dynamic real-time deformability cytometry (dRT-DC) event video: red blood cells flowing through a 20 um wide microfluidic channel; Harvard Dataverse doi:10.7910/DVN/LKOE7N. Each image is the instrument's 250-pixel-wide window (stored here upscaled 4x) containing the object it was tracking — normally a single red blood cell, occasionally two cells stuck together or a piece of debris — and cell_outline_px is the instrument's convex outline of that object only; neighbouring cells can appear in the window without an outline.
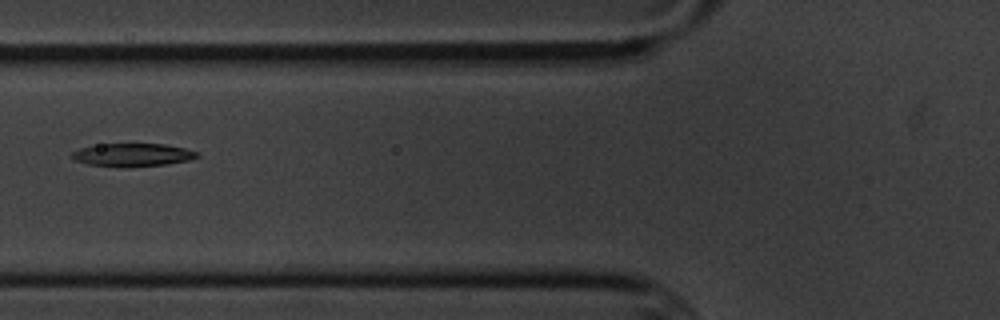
{"species": "common noctule bat (a hibernating species)", "species_latin": "Nyctalus noctula", "temperature_condition": "cold", "stored_images_in_passage": 12, "camera_frame_rate_fps": 3000, "um_per_image_px": 0.085, "animal": {"sex": "male", "body_mass_g": 20.1, "forearm_length_mm": 53.5}, "frame": {"image": 1, "passage_image": 3, "time_ms": 2.333, "image_size_px": [1000, 320], "cell_outline_px": [[200, 156], [188, 160], [168, 164], [88, 164], [76, 160], [72, 156], [72, 152], [80, 148], [100, 144], [164, 144], [184, 148], [196, 152]], "centroid_in_image_um": [11.31, 13.11], "position_along_channel_um": 114.5, "area_um2": 15.61}}
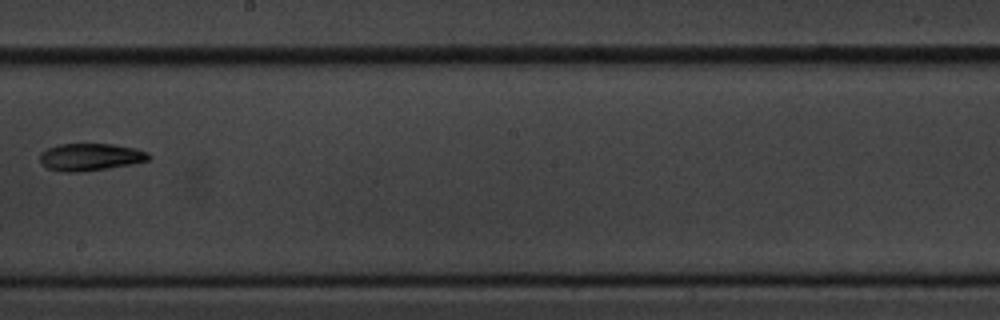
{"frame": {"image": 2, "passage_image": 6, "time_ms": 6.0, "image_size_px": [1000, 320], "cell_outline_px": [[152, 156], [148, 160], [108, 168], [80, 172], [60, 172], [48, 168], [40, 164], [40, 152], [48, 148], [60, 144], [112, 144], [136, 148], [148, 152]], "centroid_in_image_um": [7.65, 13.34], "position_along_channel_um": 240.5, "area_um2": 17.34}}
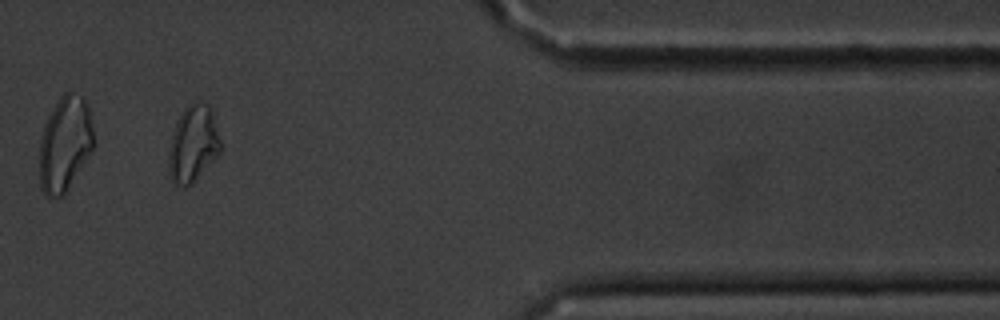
{"frame": {"image": 3, "passage_image": 10, "time_ms": 11.333, "image_size_px": [1000, 320], "cell_outline_px": [[220, 152], [192, 184], [184, 188], [176, 184], [172, 180], [168, 172], [168, 152], [172, 136], [176, 124], [184, 108], [192, 100], [200, 100], [208, 104], [212, 108], [220, 140]], "centroid_in_image_um": [16.41, 12.2], "position_along_channel_um": 395.0, "area_um2": 23.29}, "authors_computed_cell_mechanics": {"area_um2": 17.5134, "velocity_mm_per_s": 3.4373, "shape_relaxation_time_tau1_ms": null, "shape_relaxation_time_tau2_ms": 9.1357, "deformation_change_tau1": null, "deformation_change_tau2": 0.1808}}